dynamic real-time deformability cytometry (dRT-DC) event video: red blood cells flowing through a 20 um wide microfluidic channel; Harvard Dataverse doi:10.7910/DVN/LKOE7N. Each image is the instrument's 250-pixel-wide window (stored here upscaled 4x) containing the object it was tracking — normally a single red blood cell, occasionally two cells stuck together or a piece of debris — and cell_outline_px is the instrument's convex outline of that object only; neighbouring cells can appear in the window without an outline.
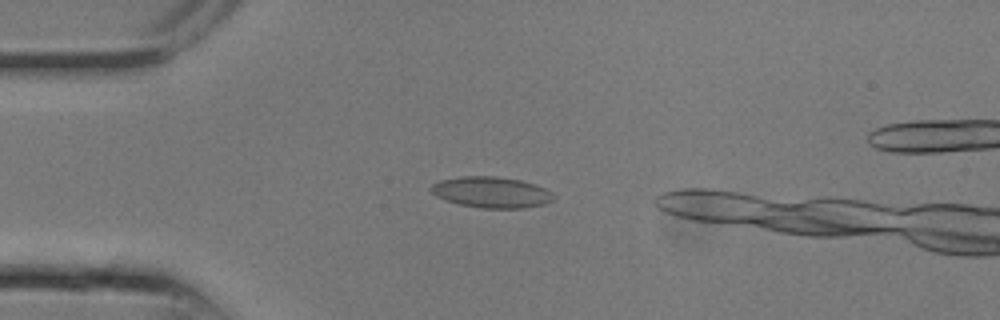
{"species": "common noctule bat (a hibernating species)", "species_latin": "Nyctalus noctula", "temperature_condition": "room temperature", "stored_images_in_passage": 4, "camera_frame_rate_fps": 3000, "um_per_image_px": 0.085, "animal": {"sex": "male", "body_mass_g": 13.3}, "frame": {"image": 1, "passage_image": 2, "time_ms": 0.333, "image_size_px": [1000, 320], "cell_outline_px": [[556, 196], [552, 200], [544, 204], [524, 208], [484, 208], [460, 204], [436, 196], [428, 188], [432, 184], [440, 180], [460, 176], [496, 176], [520, 180], [536, 184], [552, 192]], "centroid_in_image_um": [41.78, 16.33], "position_along_channel_um": 43.2, "area_um2": 22.14}}